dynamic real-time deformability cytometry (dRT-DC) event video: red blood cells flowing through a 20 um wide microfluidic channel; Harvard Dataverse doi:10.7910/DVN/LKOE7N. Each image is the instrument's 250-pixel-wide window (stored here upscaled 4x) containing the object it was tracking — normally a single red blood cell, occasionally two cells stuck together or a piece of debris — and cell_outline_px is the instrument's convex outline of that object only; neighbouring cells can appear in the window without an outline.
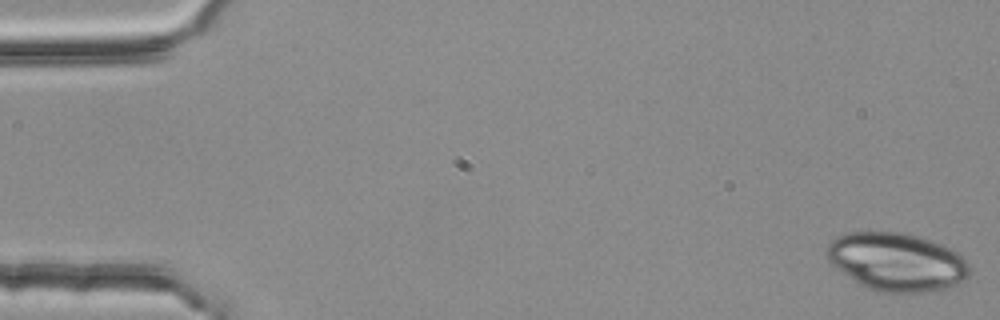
{"species": "common noctule bat (a hibernating species)", "species_latin": "Nyctalus noctula", "temperature_condition": "room temperature", "stored_images_in_passage": 53, "camera_frame_rate_fps": 3000, "um_per_image_px": 0.085, "animal": {"sex": "female", "body_mass_g": 25.1}, "frame": {"image": 1, "passage_image": 1, "time_ms": 0.0, "image_size_px": [1000, 320], "cell_outline_px": [[972, 272], [968, 280], [960, 284], [940, 292], [880, 292], [868, 288], [860, 284], [836, 268], [824, 256], [824, 252], [828, 244], [836, 236], [848, 232], [904, 232], [952, 248], [968, 264]], "centroid_in_image_um": [76.25, 22.28], "position_along_channel_um": 8.7, "area_um2": 48.96}}
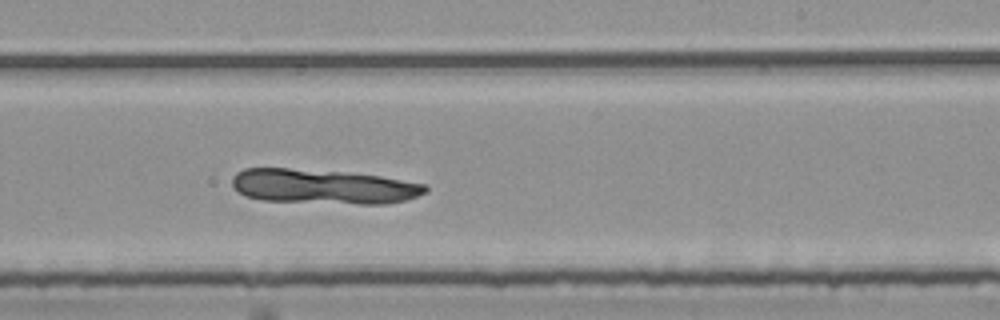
{"frame": {"image": 2, "passage_image": 33, "time_ms": 10.667, "image_size_px": [1000, 320], "cell_outline_px": [[428, 192], [404, 200], [388, 204], [356, 204], [260, 200], [244, 196], [232, 184], [232, 176], [236, 172], [244, 168], [288, 168], [340, 172], [380, 176], [424, 184], [428, 188]], "centroid_in_image_um": [27.45, 15.86], "position_along_channel_um": 261.5, "area_um2": 38.96}}
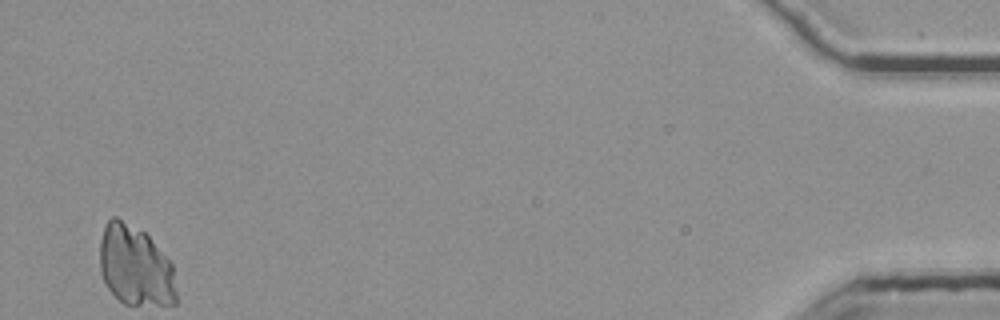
{"frame": {"image": 3, "passage_image": 53, "time_ms": 17.333, "image_size_px": [1000, 320], "cell_outline_px": [[176, 304], [124, 304], [104, 284], [100, 272], [100, 240], [104, 228], [108, 220], [112, 216], [116, 216], [144, 232], [148, 236], [172, 264], [176, 292]], "centroid_in_image_um": [11.47, 22.6], "position_along_channel_um": 423.7, "area_um2": 35.49}}